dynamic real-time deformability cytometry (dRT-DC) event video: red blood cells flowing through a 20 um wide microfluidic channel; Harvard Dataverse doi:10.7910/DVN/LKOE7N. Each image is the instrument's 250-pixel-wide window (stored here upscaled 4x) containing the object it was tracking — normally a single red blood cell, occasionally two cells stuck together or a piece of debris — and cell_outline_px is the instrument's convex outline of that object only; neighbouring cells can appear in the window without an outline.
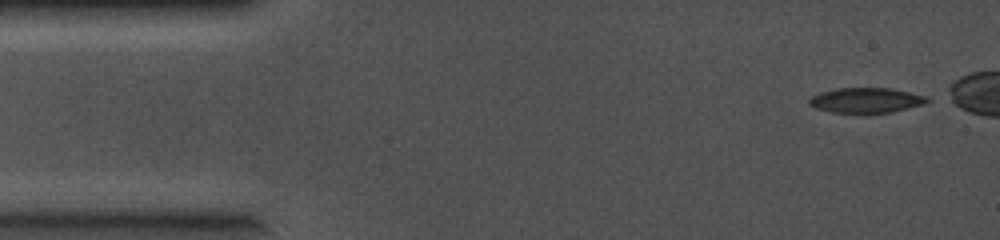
{"species": "common noctule bat (a hibernating species)", "species_latin": "Nyctalus noctula", "temperature_condition": "cold", "stored_images_in_passage": 56, "camera_frame_rate_fps": 5000, "um_per_image_px": 0.085, "animal": {"sex": "female", "body_mass_g": 19.0, "forearm_length_mm": 56.7}, "frame": {"image": 1, "passage_image": 1, "time_ms": 0.0, "image_size_px": [1000, 240], "cell_outline_px": [[932, 100], [924, 104], [892, 112], [864, 116], [832, 112], [816, 108], [808, 104], [808, 100], [812, 96], [820, 92], [836, 88], [892, 88], [928, 96]], "centroid_in_image_um": [73.63, 8.56], "position_along_channel_um": 11.4, "area_um2": 18.09}}
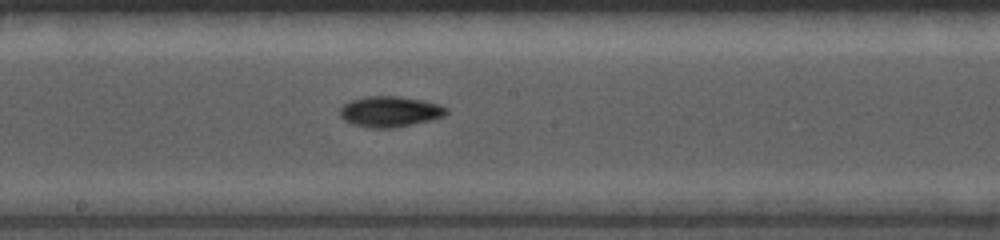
{"frame": {"image": 2, "passage_image": 32, "time_ms": 6.2, "image_size_px": [1000, 240], "cell_outline_px": [[448, 112], [444, 116], [432, 120], [392, 128], [368, 128], [352, 124], [344, 120], [340, 116], [340, 108], [344, 104], [352, 100], [364, 96], [396, 96], [424, 100], [440, 104], [448, 108]], "centroid_in_image_um": [33.16, 9.48], "position_along_channel_um": 215.0, "area_um2": 19.19}}
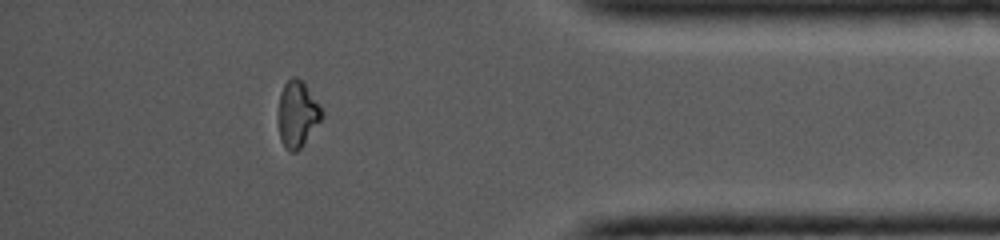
{"frame": {"image": 3, "passage_image": 54, "time_ms": 10.6, "image_size_px": [1000, 240], "cell_outline_px": [[324, 116], [300, 148], [296, 152], [288, 152], [284, 148], [280, 140], [280, 92], [284, 84], [292, 76], [296, 76], [304, 84], [324, 112]], "centroid_in_image_um": [25.28, 9.73], "position_along_channel_um": 409.9, "area_um2": 16.36}}